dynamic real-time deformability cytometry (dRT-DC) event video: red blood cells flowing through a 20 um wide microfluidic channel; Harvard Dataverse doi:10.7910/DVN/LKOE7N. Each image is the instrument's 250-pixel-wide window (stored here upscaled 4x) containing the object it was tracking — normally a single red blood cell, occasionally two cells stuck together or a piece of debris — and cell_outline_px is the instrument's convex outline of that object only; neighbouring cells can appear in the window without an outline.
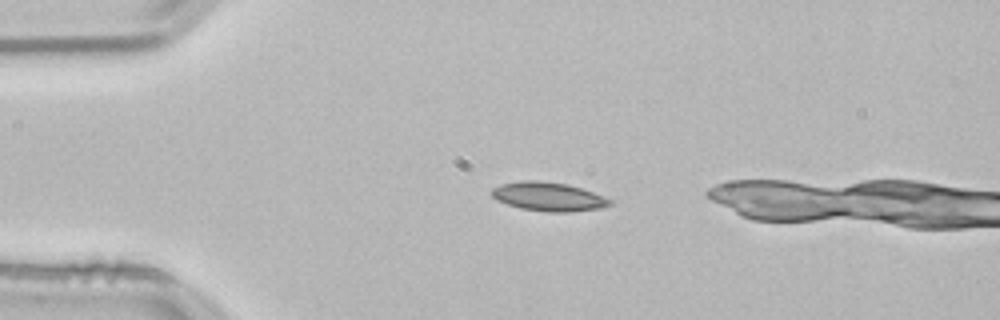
{"species": "common noctule bat (a hibernating species)", "species_latin": "Nyctalus noctula", "temperature_condition": "room temperature", "stored_images_in_passage": 15, "camera_frame_rate_fps": 3000, "um_per_image_px": 0.085, "animal": {"sex": "male", "body_mass_g": 21.5, "forearm_length_mm": 52.0}, "frame": {"image": 1, "passage_image": 11, "time_ms": 3.333, "image_size_px": [1000, 320], "cell_outline_px": [[612, 204], [600, 208], [568, 212], [548, 212], [520, 208], [496, 200], [492, 196], [492, 188], [500, 184], [520, 180], [540, 180], [568, 184], [592, 192], [612, 200]], "centroid_in_image_um": [46.58, 16.7], "position_along_channel_um": 38.4, "area_um2": 19.83}}